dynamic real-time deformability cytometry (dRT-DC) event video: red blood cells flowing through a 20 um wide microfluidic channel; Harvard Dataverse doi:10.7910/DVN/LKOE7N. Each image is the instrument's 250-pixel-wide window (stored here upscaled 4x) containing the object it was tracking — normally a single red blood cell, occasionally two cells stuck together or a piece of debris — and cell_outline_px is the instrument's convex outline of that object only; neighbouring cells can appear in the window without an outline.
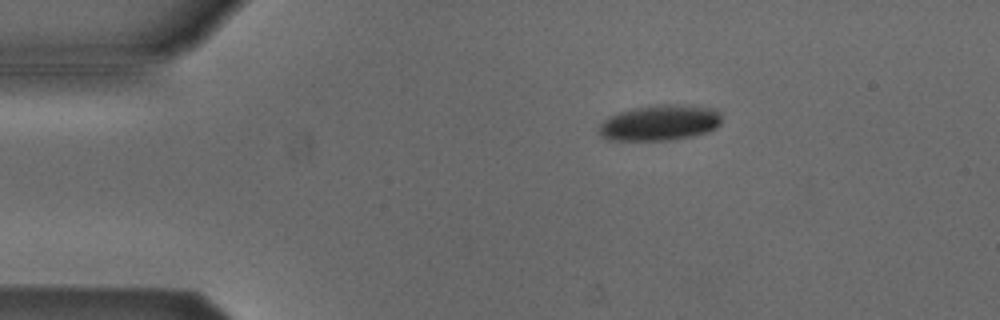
{"species": "Egyptian fruit bat (a non-hibernating species)", "species_latin": "Rousettus aegyptiacus", "temperature_condition": "cold", "stored_images_in_passage": 4, "camera_frame_rate_fps": 3000, "um_per_image_px": 0.085, "animal": {"sex": "male"}, "frame": {"image": 1, "passage_image": 1, "time_ms": 0.0, "image_size_px": [1000, 320], "cell_outline_px": [[720, 124], [716, 128], [708, 132], [692, 136], [668, 140], [608, 140], [600, 136], [600, 124], [608, 116], [632, 108], [652, 104], [680, 104], [716, 108], [720, 112]], "centroid_in_image_um": [56.1, 10.42], "position_along_channel_um": 28.9, "area_um2": 25.78}}
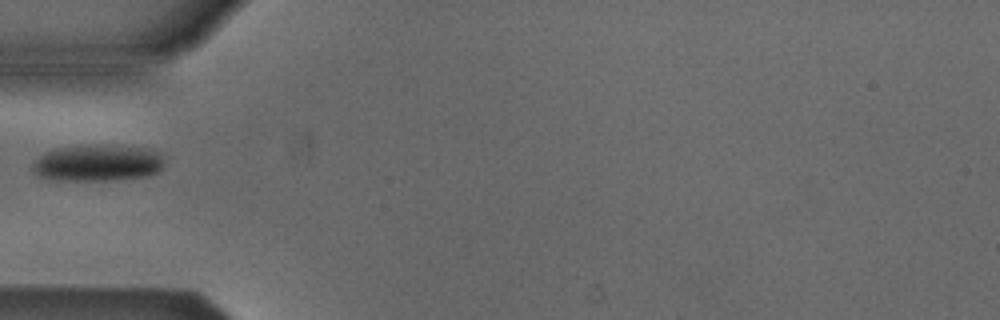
{"frame": {"image": 2, "passage_image": 3, "time_ms": 2.667, "image_size_px": [1000, 320], "cell_outline_px": [[164, 164], [156, 172], [148, 176], [112, 180], [44, 180], [36, 176], [32, 172], [32, 164], [44, 152], [52, 148], [80, 144], [108, 144], [148, 148], [160, 152], [164, 156]], "centroid_in_image_um": [8.25, 13.83], "position_along_channel_um": 76.7, "area_um2": 29.13}}
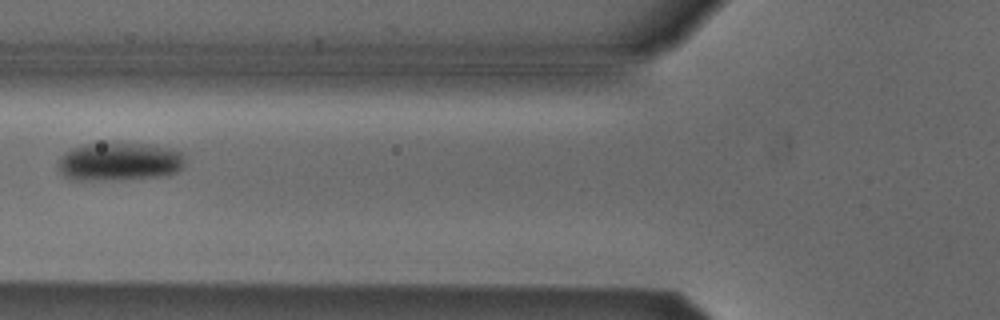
{"frame": {"image": 3, "passage_image": 4, "time_ms": 3.667, "image_size_px": [1000, 320], "cell_outline_px": [[184, 168], [168, 176], [84, 180], [80, 180], [68, 176], [60, 172], [60, 156], [64, 152], [72, 148], [84, 144], [112, 140], [148, 144], [168, 148], [180, 152], [184, 160]], "centroid_in_image_um": [10.17, 13.68], "position_along_channel_um": 115.6, "area_um2": 28.55}}